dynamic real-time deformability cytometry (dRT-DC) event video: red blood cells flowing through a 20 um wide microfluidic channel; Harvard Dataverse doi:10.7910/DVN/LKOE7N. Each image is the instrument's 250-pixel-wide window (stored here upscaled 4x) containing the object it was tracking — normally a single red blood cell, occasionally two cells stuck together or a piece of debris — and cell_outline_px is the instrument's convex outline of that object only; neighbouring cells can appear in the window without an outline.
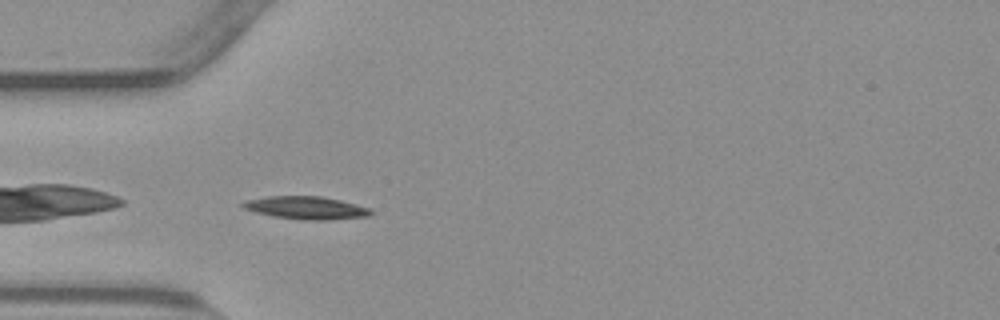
{"species": "common noctule bat (a hibernating species)", "species_latin": "Nyctalus noctula", "temperature_condition": "warm", "stored_images_in_passage": 39, "camera_frame_rate_fps": 3000, "um_per_image_px": 0.085, "animal": {"sex": "male", "body_mass_g": 23.1, "forearm_length_mm": 52.7}, "frame": {"image": 1, "passage_image": 1, "time_ms": 0.0, "image_size_px": [1000, 320], "cell_outline_px": [[372, 212], [368, 216], [328, 220], [304, 220], [272, 216], [256, 212], [244, 208], [240, 204], [244, 200], [268, 196], [324, 196], [356, 204], [368, 208]], "centroid_in_image_um": [25.98, 17.66], "position_along_channel_um": 59.0, "area_um2": 16.99}}
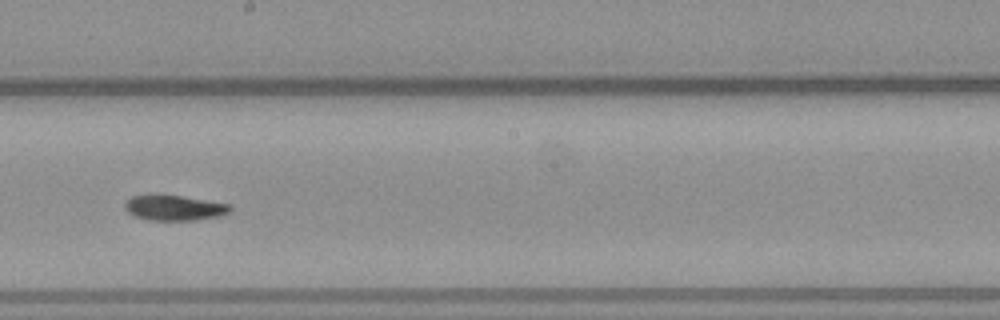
{"frame": {"image": 2, "passage_image": 15, "time_ms": 4.667, "image_size_px": [1000, 320], "cell_outline_px": [[232, 208], [224, 216], [196, 220], [148, 220], [136, 216], [128, 212], [124, 208], [124, 204], [132, 196], [156, 192], [232, 204]], "centroid_in_image_um": [14.82, 17.64], "position_along_channel_um": 233.4, "area_um2": 16.07}}
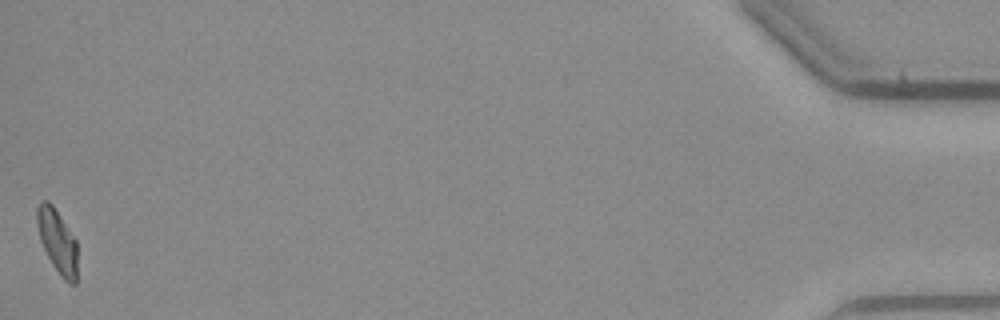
{"frame": {"image": 3, "passage_image": 39, "time_ms": 12.667, "image_size_px": [1000, 320], "cell_outline_px": [[76, 284], [68, 284], [64, 280], [48, 256], [40, 240], [36, 220], [36, 208], [40, 200], [48, 200], [52, 204], [76, 240]], "centroid_in_image_um": [4.86, 20.46], "position_along_channel_um": 430.3, "area_um2": 14.74}, "authors_computed_cell_mechanics": {"area_um2": 15.7794, "velocity_mm_per_s": 3.7813, "shape_relaxation_time_tau1_ms": 3.6523, "shape_relaxation_time_tau2_ms": null, "deformation_change_tau1": 0.1512, "deformation_change_tau2": null}}